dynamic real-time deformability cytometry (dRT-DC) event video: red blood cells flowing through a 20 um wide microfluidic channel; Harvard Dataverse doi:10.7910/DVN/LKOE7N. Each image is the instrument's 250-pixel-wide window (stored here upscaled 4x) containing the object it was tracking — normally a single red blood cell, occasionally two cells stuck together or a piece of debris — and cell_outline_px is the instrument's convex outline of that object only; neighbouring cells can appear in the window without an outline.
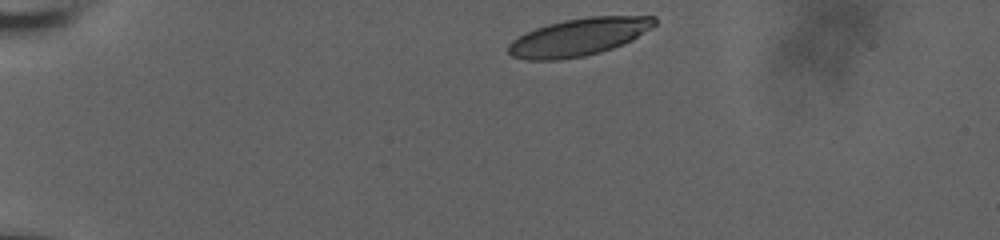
{"species": "human", "species_latin": "Homo sapiens", "temperature_condition": "room temperature", "stored_images_in_passage": 38, "camera_frame_rate_fps": 3000, "um_per_image_px": 0.085, "donor": {"sex": "male"}, "frame": {"image": 1, "passage_image": 1, "time_ms": 0.0, "image_size_px": [1000, 240], "cell_outline_px": [[656, 24], [652, 28], [632, 40], [624, 44], [600, 52], [584, 56], [560, 60], [524, 60], [512, 56], [508, 52], [508, 44], [512, 40], [536, 28], [548, 24], [564, 20], [588, 16], [656, 16]], "centroid_in_image_um": [49.21, 3.15], "position_along_channel_um": 35.8, "area_um2": 32.02}}
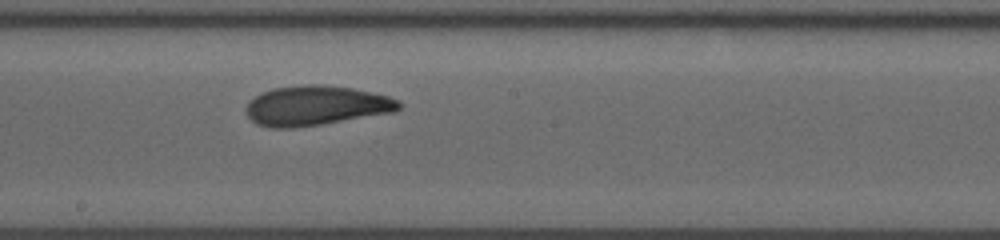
{"frame": {"image": 2, "passage_image": 22, "time_ms": 7.0, "image_size_px": [1000, 240], "cell_outline_px": [[400, 108], [396, 112], [320, 124], [292, 128], [272, 128], [256, 124], [248, 116], [244, 108], [248, 100], [272, 88], [308, 84], [316, 84], [352, 88], [388, 96], [400, 100]], "centroid_in_image_um": [26.84, 8.98], "position_along_channel_um": 221.4, "area_um2": 35.37}}
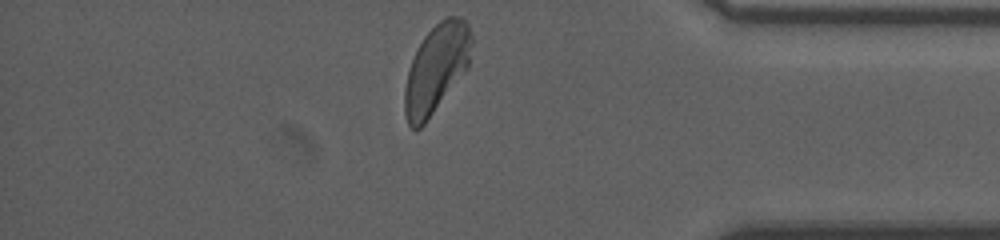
{"frame": {"image": 3, "passage_image": 38, "time_ms": 12.333, "image_size_px": [1000, 240], "cell_outline_px": [[472, 44], [468, 68], [424, 124], [420, 128], [412, 128], [408, 124], [404, 112], [404, 88], [408, 68], [424, 36], [440, 20], [448, 16], [460, 16], [468, 24], [472, 36]], "centroid_in_image_um": [37.09, 5.81], "position_along_channel_um": 398.1, "area_um2": 34.28}, "authors_computed_cell_mechanics": {"area_um2": 34.4777, "velocity_mm_per_s": 3.709, "shape_relaxation_time_tau1_ms": 4.4476, "shape_relaxation_time_tau2_ms": 1.8987, "deformation_change_tau1": 0.137, "deformation_change_tau2": 0.0832}}